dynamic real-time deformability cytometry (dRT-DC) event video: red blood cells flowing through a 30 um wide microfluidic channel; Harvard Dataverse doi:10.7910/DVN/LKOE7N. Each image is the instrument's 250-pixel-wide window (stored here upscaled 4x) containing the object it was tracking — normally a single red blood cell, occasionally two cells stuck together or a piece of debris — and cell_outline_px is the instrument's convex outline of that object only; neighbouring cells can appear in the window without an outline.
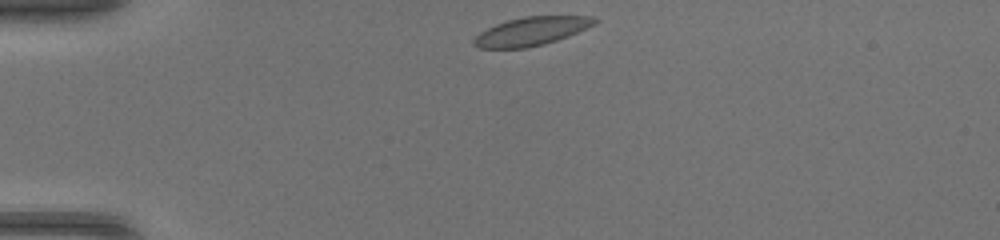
{"species": "common noctule bat (a hibernating species)", "species_latin": "Nyctalus noctula", "temperature_condition": "warm", "stored_images_in_passage": 39, "camera_frame_rate_fps": 3000, "um_per_image_px": 0.085, "animal": {"sex": "female", "body_mass_g": 17.0, "forearm_length_mm": 48.0}, "frame": {"image": 1, "passage_image": 1, "time_ms": 0.0, "image_size_px": [1000, 240], "cell_outline_px": [[600, 20], [568, 36], [544, 44], [524, 48], [480, 48], [472, 44], [472, 40], [480, 32], [496, 24], [508, 20], [524, 16], [592, 16]], "centroid_in_image_um": [45.12, 2.65], "position_along_channel_um": 39.9, "area_um2": 19.77}}
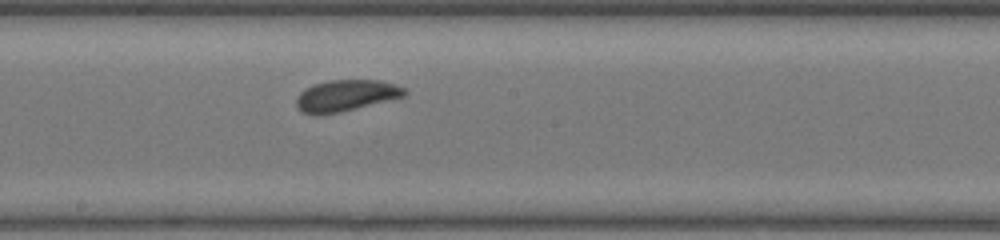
{"frame": {"image": 2, "passage_image": 17, "time_ms": 5.333, "image_size_px": [1000, 240], "cell_outline_px": [[408, 92], [404, 96], [340, 112], [320, 116], [312, 116], [300, 112], [296, 108], [296, 96], [300, 92], [312, 84], [332, 80], [380, 80], [404, 88]], "centroid_in_image_um": [29.31, 8.15], "position_along_channel_um": 218.9, "area_um2": 19.94}}
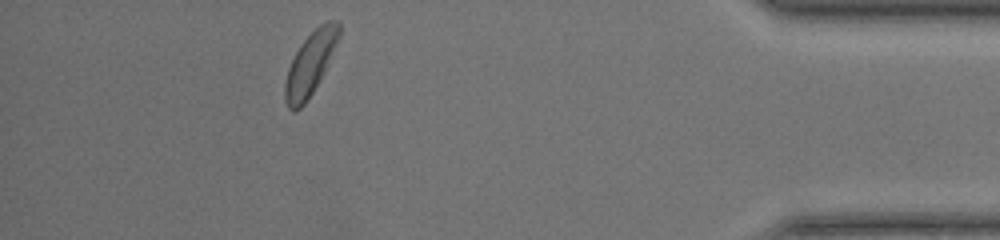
{"frame": {"image": 3, "passage_image": 34, "time_ms": 11.0, "image_size_px": [1000, 240], "cell_outline_px": [[340, 36], [312, 92], [304, 104], [296, 112], [292, 112], [288, 108], [284, 100], [284, 84], [288, 68], [300, 44], [320, 24], [328, 20], [336, 20], [340, 24]], "centroid_in_image_um": [26.33, 5.42], "position_along_channel_um": 408.9, "area_um2": 19.25}, "authors_computed_cell_mechanics": {"area_um2": 19.8254, "velocity_mm_per_s": 4.1862, "shape_relaxation_time_tau1_ms": 2.0261, "shape_relaxation_time_tau2_ms": 1.263, "deformation_change_tau1": 0.0767, "deformation_change_tau2": 0.0667}}